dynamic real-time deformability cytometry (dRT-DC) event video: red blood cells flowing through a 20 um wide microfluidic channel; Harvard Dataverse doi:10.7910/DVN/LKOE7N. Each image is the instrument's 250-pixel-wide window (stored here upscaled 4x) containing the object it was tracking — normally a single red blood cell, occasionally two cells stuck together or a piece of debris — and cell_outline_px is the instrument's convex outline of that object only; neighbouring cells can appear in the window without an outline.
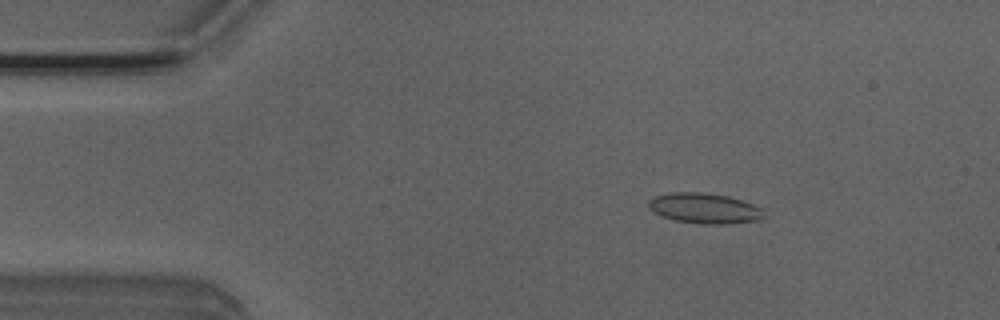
{"species": "Egyptian fruit bat (a non-hibernating species)", "species_latin": "Rousettus aegyptiacus", "temperature_condition": "room temperature", "stored_images_in_passage": 46, "camera_frame_rate_fps": 3000, "um_per_image_px": 0.085, "animal": {"sex": "male"}, "frame": {"image": 1, "passage_image": 3, "time_ms": 0.667, "image_size_px": [1000, 320], "cell_outline_px": [[764, 216], [760, 220], [724, 224], [700, 224], [676, 220], [660, 216], [652, 212], [648, 204], [648, 200], [656, 196], [672, 192], [700, 192], [728, 196], [752, 204], [760, 208]], "centroid_in_image_um": [59.84, 17.71], "position_along_channel_um": 25.2, "area_um2": 20.29}}
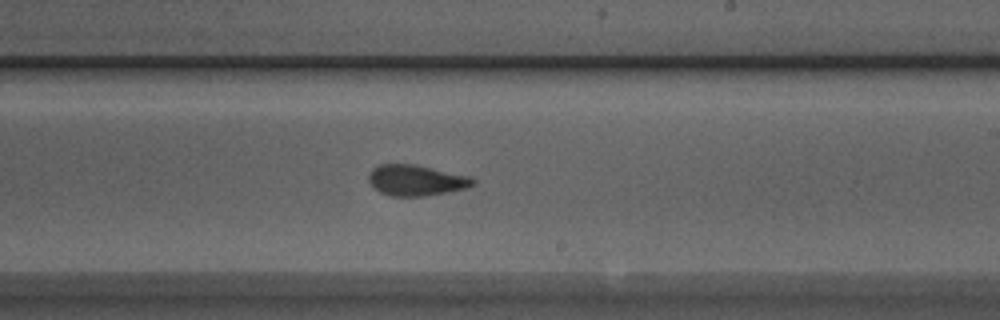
{"frame": {"image": 2, "passage_image": 25, "time_ms": 8.0, "image_size_px": [1000, 320], "cell_outline_px": [[476, 184], [468, 188], [424, 196], [388, 196], [380, 192], [368, 180], [368, 176], [372, 168], [380, 164], [412, 164], [472, 176], [476, 180]], "centroid_in_image_um": [35.4, 15.32], "position_along_channel_um": 253.6, "area_um2": 18.79}}
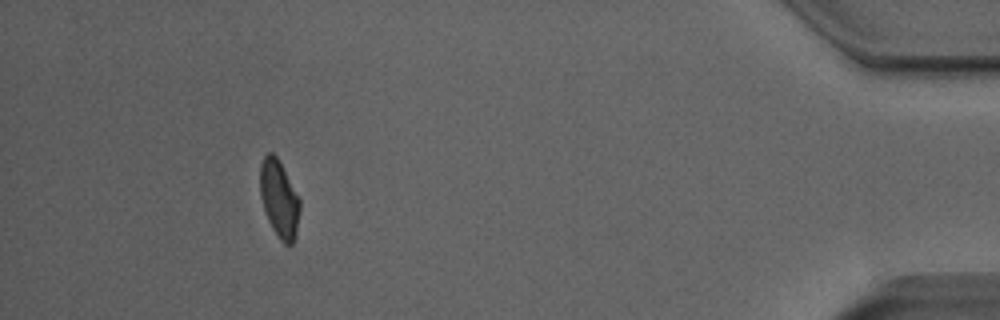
{"frame": {"image": 3, "passage_image": 42, "time_ms": 13.667, "image_size_px": [1000, 320], "cell_outline_px": [[300, 212], [296, 232], [292, 244], [288, 248], [280, 240], [272, 228], [268, 220], [260, 196], [260, 164], [264, 156], [268, 152], [272, 152], [276, 156], [300, 200]], "centroid_in_image_um": [23.72, 16.94], "position_along_channel_um": 411.5, "area_um2": 17.74}, "authors_computed_cell_mechanics": {"area_um2": 19.0451, "velocity_mm_per_s": 3.9678, "shape_relaxation_time_tau1_ms": 11.1053, "shape_relaxation_time_tau2_ms": 1.4194, "deformation_change_tau1": 0.2007, "deformation_change_tau2": 0.068}}